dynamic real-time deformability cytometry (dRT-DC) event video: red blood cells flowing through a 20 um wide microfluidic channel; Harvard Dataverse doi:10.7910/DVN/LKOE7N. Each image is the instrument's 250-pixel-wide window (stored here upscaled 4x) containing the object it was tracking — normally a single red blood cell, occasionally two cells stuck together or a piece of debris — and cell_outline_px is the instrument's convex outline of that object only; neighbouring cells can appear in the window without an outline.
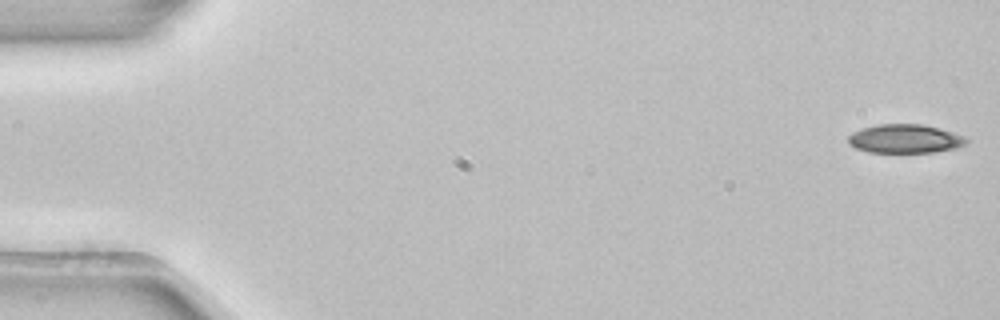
{"species": "common noctule bat (a hibernating species)", "species_latin": "Nyctalus noctula", "temperature_condition": "room temperature", "stored_images_in_passage": 5, "camera_frame_rate_fps": 3000, "um_per_image_px": 0.085, "animal": {"sex": "female", "body_mass_g": 22.7, "forearm_length_mm": 54.2}, "frame": {"image": 1, "passage_image": 1, "time_ms": 0.0, "image_size_px": [1000, 320], "cell_outline_px": [[968, 144], [956, 148], [932, 152], [868, 152], [856, 148], [848, 144], [848, 136], [852, 132], [860, 128], [876, 124], [920, 124], [968, 136]], "centroid_in_image_um": [76.92, 11.79], "position_along_channel_um": 8.1, "area_um2": 19.94}}
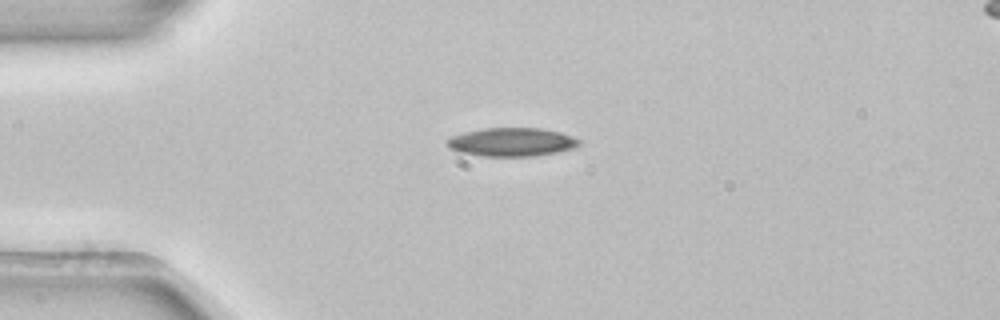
{"frame": {"image": 2, "passage_image": 3, "time_ms": 0.667, "image_size_px": [1000, 320], "cell_outline_px": [[580, 144], [576, 148], [536, 156], [480, 156], [460, 152], [448, 148], [448, 140], [452, 136], [464, 132], [480, 128], [540, 128], [560, 132], [572, 136], [580, 140]], "centroid_in_image_um": [43.51, 12.07], "position_along_channel_um": 41.5, "area_um2": 22.02}}